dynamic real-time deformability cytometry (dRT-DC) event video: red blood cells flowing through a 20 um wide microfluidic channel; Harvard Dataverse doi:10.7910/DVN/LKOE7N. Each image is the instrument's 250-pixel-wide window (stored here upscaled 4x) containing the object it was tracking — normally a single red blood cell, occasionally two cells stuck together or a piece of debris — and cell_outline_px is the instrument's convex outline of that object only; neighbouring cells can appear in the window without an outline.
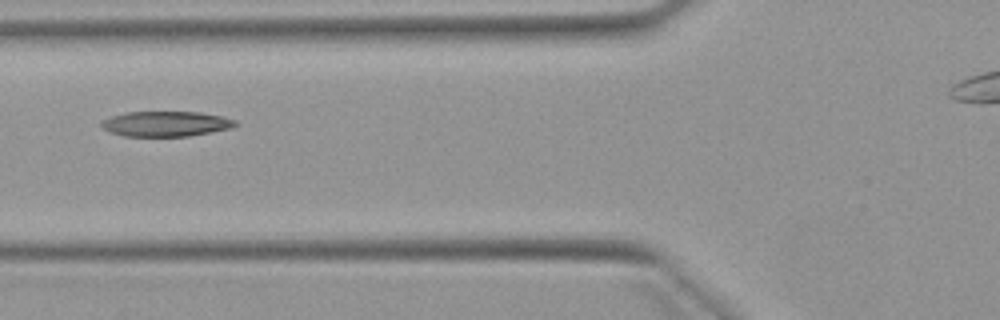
{"species": "Egyptian fruit bat (a non-hibernating species)", "species_latin": "Rousettus aegyptiacus", "temperature_condition": "warm", "stored_images_in_passage": 2, "camera_frame_rate_fps": 3000, "um_per_image_px": 0.085, "animal": {"sex": "female"}, "frame": {"image": 1, "passage_image": 2, "time_ms": 1.333, "image_size_px": [1000, 320], "cell_outline_px": [[240, 124], [232, 128], [188, 136], [124, 136], [108, 132], [100, 124], [104, 120], [112, 116], [124, 112], [200, 112], [220, 116], [236, 120]], "centroid_in_image_um": [14.12, 10.52], "position_along_channel_um": 111.7, "area_um2": 19.65}}